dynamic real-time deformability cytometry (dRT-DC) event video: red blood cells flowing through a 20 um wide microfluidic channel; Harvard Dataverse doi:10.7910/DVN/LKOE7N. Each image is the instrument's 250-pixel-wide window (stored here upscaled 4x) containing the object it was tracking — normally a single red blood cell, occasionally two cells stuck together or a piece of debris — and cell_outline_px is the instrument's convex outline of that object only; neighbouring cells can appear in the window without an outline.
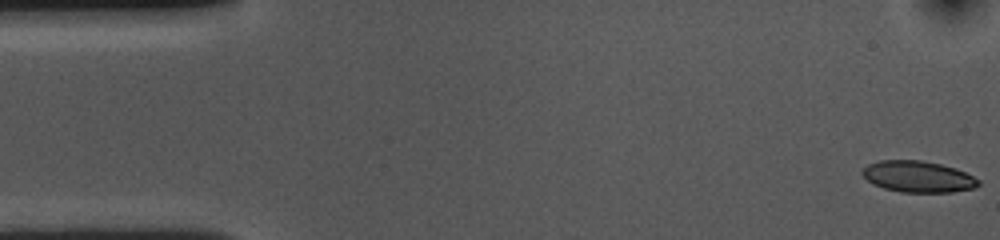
{"species": "common noctule bat (a hibernating species)", "species_latin": "Nyctalus noctula", "temperature_condition": "cold", "stored_images_in_passage": 54, "camera_frame_rate_fps": 3000, "um_per_image_px": 0.085, "animal": {"sex": "female", "body_mass_g": 10.0, "forearm_length_mm": 53.1}, "frame": {"image": 1, "passage_image": 1, "time_ms": 0.0, "image_size_px": [1000, 240], "cell_outline_px": [[980, 184], [972, 188], [952, 192], [900, 192], [884, 188], [872, 184], [860, 172], [868, 164], [880, 160], [920, 160], [940, 164], [956, 168], [980, 180]], "centroid_in_image_um": [78.01, 15.01], "position_along_channel_um": 7.0, "area_um2": 21.1}}
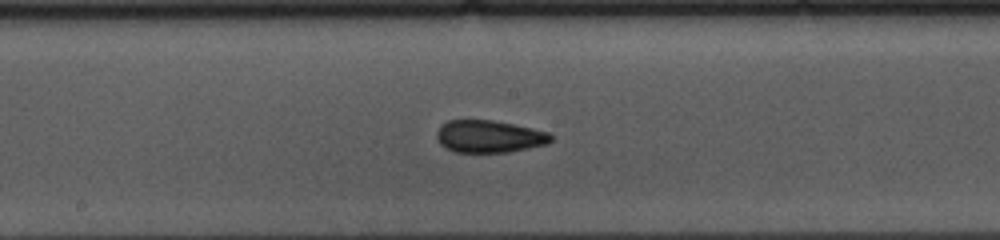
{"frame": {"image": 2, "passage_image": 27, "time_ms": 8.667, "image_size_px": [1000, 240], "cell_outline_px": [[552, 140], [548, 144], [508, 152], [452, 152], [444, 148], [440, 144], [436, 136], [436, 132], [440, 124], [448, 120], [492, 120], [532, 128], [548, 132], [552, 136]], "centroid_in_image_um": [41.54, 11.6], "position_along_channel_um": 206.7, "area_um2": 21.68}}
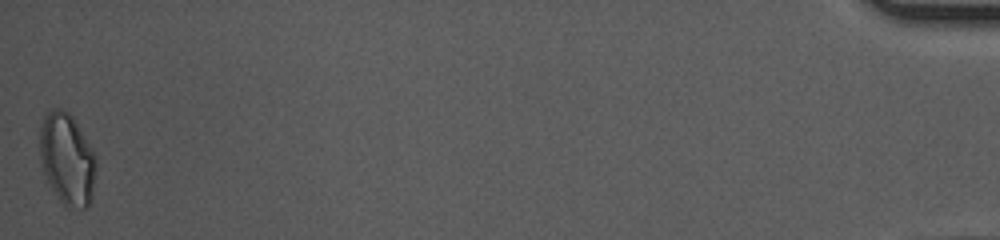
{"frame": {"image": 3, "passage_image": 54, "time_ms": 17.667, "image_size_px": [1000, 240], "cell_outline_px": [[96, 164], [92, 200], [88, 208], [68, 212], [64, 208], [52, 188], [44, 172], [40, 160], [40, 128], [44, 116], [52, 108], [60, 108], [68, 112], [72, 116], [96, 156]], "centroid_in_image_um": [5.72, 13.6], "position_along_channel_um": 429.5, "area_um2": 30.46}, "authors_computed_cell_mechanics": {"area_um2": 21.8195, "velocity_mm_per_s": 3.6084, "shape_relaxation_time_tau1_ms": 6.3065, "shape_relaxation_time_tau2_ms": 2.9348, "deformation_change_tau1": 0.1373, "deformation_change_tau2": 0.0856}}